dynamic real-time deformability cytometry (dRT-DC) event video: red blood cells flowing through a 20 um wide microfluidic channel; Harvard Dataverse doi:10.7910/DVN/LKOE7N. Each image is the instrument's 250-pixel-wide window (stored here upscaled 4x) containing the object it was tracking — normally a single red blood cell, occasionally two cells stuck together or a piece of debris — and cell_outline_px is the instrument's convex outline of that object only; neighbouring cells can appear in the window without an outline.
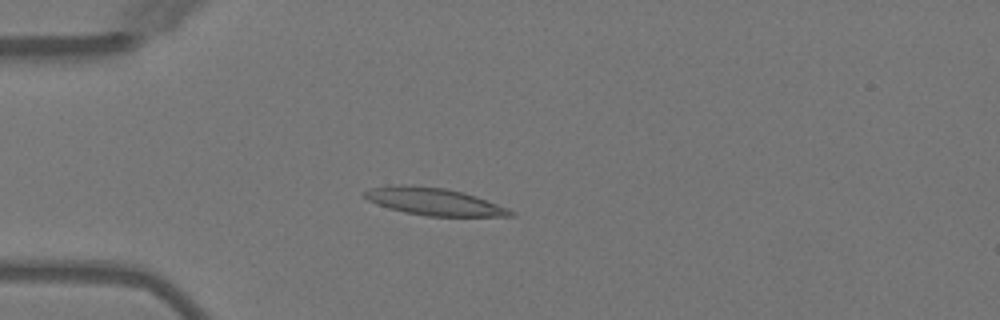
{"species": "Egyptian fruit bat (a non-hibernating species)", "species_latin": "Rousettus aegyptiacus", "temperature_condition": "warm", "stored_images_in_passage": 2, "camera_frame_rate_fps": 3000, "um_per_image_px": 0.085, "animal": {"sex": "female"}, "frame": {"image": 1, "passage_image": 2, "time_ms": 1.0, "image_size_px": [1000, 320], "cell_outline_px": [[516, 216], [428, 216], [404, 212], [388, 208], [376, 204], [368, 200], [364, 196], [364, 192], [372, 188], [396, 184], [404, 184], [444, 188], [464, 192], [476, 196], [508, 208], [516, 212]], "centroid_in_image_um": [36.91, 17.13], "position_along_channel_um": 48.1, "area_um2": 23.24}}